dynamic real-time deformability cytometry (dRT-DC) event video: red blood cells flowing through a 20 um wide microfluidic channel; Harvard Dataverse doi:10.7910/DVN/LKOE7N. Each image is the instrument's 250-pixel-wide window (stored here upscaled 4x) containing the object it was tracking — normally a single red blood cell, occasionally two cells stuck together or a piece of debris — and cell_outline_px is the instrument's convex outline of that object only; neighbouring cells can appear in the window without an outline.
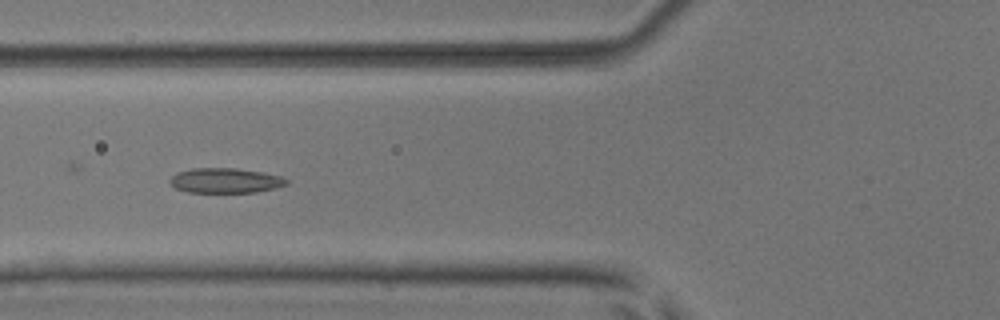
{"species": "common noctule bat (a hibernating species)", "species_latin": "Nyctalus noctula", "temperature_condition": "room temperature", "stored_images_in_passage": 31, "camera_frame_rate_fps": 3000, "um_per_image_px": 0.085, "animal": {"sex": "male", "body_mass_g": 17.9, "forearm_length_mm": 54.2}, "frame": {"image": 1, "passage_image": 10, "time_ms": 3.0, "image_size_px": [1000, 320], "cell_outline_px": [[288, 184], [276, 188], [256, 192], [188, 192], [176, 188], [168, 180], [176, 172], [192, 168], [236, 168], [260, 172], [280, 176], [288, 180]], "centroid_in_image_um": [19.14, 15.34], "position_along_channel_um": 106.7, "area_um2": 16.88}}
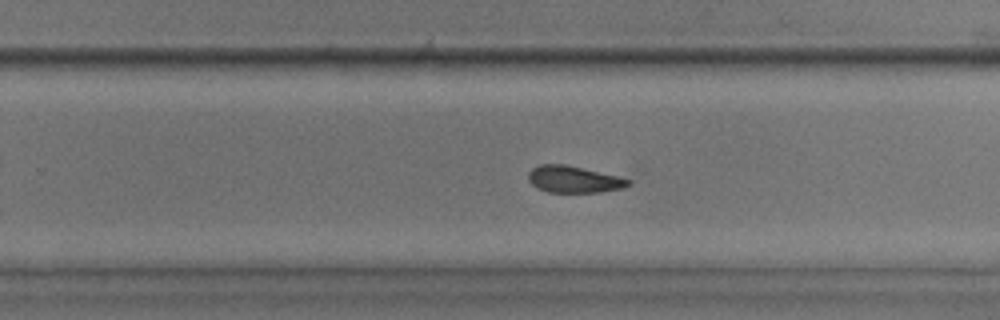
{"frame": {"image": 2, "passage_image": 23, "time_ms": 7.333, "image_size_px": [1000, 320], "cell_outline_px": [[632, 184], [620, 188], [600, 192], [548, 192], [536, 188], [528, 180], [528, 172], [532, 168], [540, 164], [564, 164], [616, 176], [632, 180]], "centroid_in_image_um": [48.72, 15.25], "position_along_channel_um": 281.1, "area_um2": 15.43}}
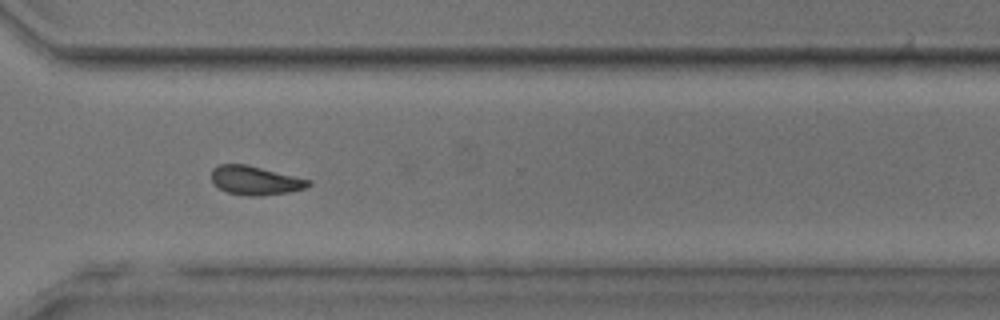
{"frame": {"image": 3, "passage_image": 28, "time_ms": 9.0, "image_size_px": [1000, 320], "cell_outline_px": [[312, 184], [308, 188], [288, 192], [260, 196], [248, 196], [228, 192], [212, 184], [212, 168], [220, 164], [248, 164], [312, 180]], "centroid_in_image_um": [21.73, 15.33], "position_along_channel_um": 348.9, "area_um2": 16.53}, "authors_computed_cell_mechanics": {"area_um2": 16.5308, "velocity_mm_per_s": 4.0439, "shape_relaxation_time_tau1_ms": null, "shape_relaxation_time_tau2_ms": 2.8068, "deformation_change_tau1": null, "deformation_change_tau2": 0.0803}}